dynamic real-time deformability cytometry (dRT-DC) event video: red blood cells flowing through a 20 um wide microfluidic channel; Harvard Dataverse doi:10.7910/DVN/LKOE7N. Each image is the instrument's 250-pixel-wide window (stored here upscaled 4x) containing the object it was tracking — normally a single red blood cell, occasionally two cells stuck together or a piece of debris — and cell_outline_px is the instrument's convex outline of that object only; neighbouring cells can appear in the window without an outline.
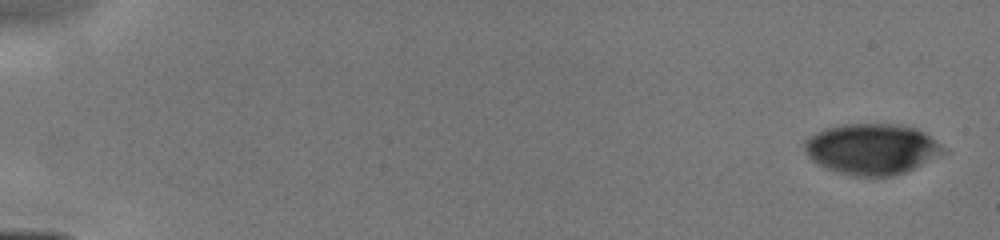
{"species": "human", "species_latin": "Homo sapiens", "temperature_condition": "cold", "stored_images_in_passage": 25, "camera_frame_rate_fps": 3000, "um_per_image_px": 0.085, "donor": {"sex": "male"}, "frame": {"image": 1, "passage_image": 1, "time_ms": 0.0, "image_size_px": [1000, 240], "cell_outline_px": [[948, 152], [904, 172], [892, 176], [852, 176], [836, 172], [812, 160], [804, 152], [804, 140], [816, 132], [840, 124], [896, 124], [916, 128], [924, 132], [944, 148]], "centroid_in_image_um": [74.09, 12.66], "position_along_channel_um": 10.9, "area_um2": 40.92}}
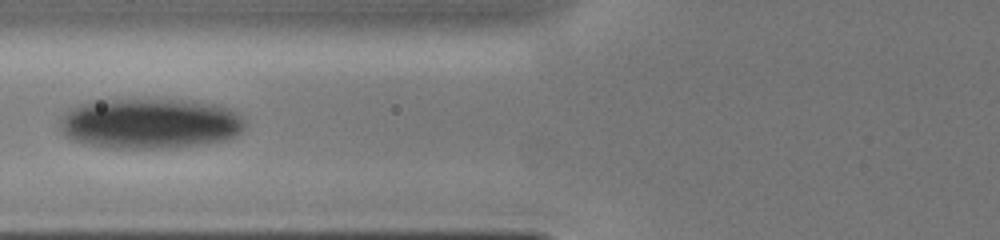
{"frame": {"image": 2, "passage_image": 14, "time_ms": 6.333, "image_size_px": [1000, 240], "cell_outline_px": [[248, 124], [236, 136], [228, 140], [204, 144], [172, 148], [104, 148], [84, 144], [72, 140], [60, 132], [60, 116], [68, 108], [80, 104], [96, 100], [192, 100], [216, 104], [232, 108], [240, 112], [244, 116]], "centroid_in_image_um": [12.78, 10.5], "position_along_channel_um": 113.0, "area_um2": 55.66}}
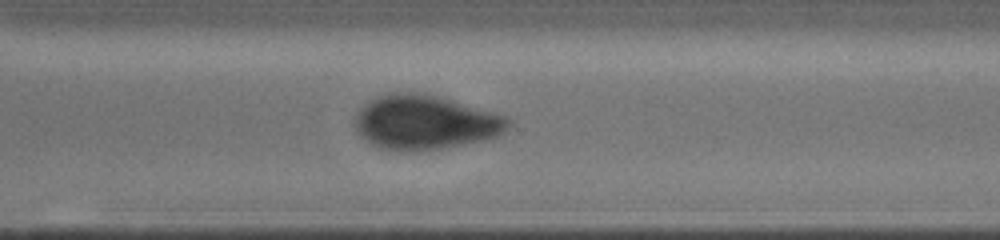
{"frame": {"image": 3, "passage_image": 25, "time_ms": 11.333, "image_size_px": [1000, 240], "cell_outline_px": [[512, 124], [504, 132], [496, 136], [448, 148], [416, 152], [396, 152], [380, 148], [372, 144], [360, 136], [352, 124], [360, 108], [364, 104], [380, 96], [392, 92], [424, 92], [508, 116], [512, 120]], "centroid_in_image_um": [36.12, 10.42], "position_along_channel_um": 334.5, "area_um2": 49.19}}